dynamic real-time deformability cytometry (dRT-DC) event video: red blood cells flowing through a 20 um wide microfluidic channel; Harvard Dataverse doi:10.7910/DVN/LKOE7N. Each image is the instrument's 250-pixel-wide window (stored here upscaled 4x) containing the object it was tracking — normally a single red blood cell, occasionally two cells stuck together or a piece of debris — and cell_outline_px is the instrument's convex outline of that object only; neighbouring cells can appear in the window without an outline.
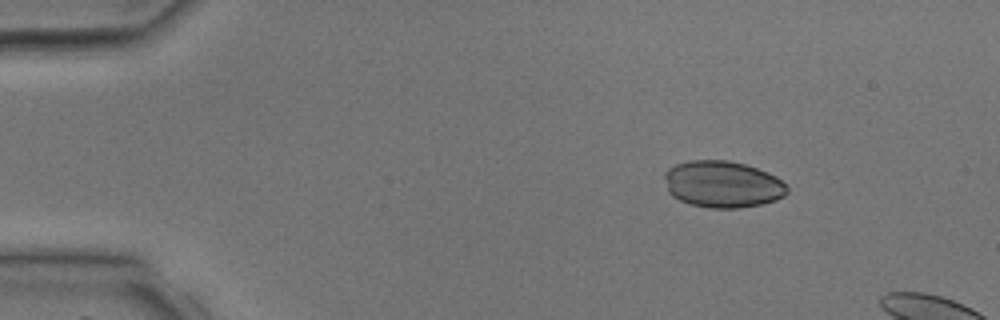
{"species": "common noctule bat (a hibernating species)", "species_latin": "Nyctalus noctula", "temperature_condition": "room temperature", "stored_images_in_passage": 2, "camera_frame_rate_fps": 3000, "um_per_image_px": 0.085, "animal": {"sex": "male", "body_mass_g": 17.9, "forearm_length_mm": 54.2}, "frame": {"image": 1, "passage_image": 1, "time_ms": 0.0, "image_size_px": [1000, 320], "cell_outline_px": [[788, 192], [784, 196], [776, 200], [760, 204], [740, 208], [708, 208], [688, 204], [672, 196], [668, 192], [664, 176], [664, 172], [668, 168], [676, 164], [688, 160], [728, 160], [744, 164], [756, 168], [776, 176], [788, 184]], "centroid_in_image_um": [61.42, 15.66], "position_along_channel_um": 23.6, "area_um2": 33.7}}